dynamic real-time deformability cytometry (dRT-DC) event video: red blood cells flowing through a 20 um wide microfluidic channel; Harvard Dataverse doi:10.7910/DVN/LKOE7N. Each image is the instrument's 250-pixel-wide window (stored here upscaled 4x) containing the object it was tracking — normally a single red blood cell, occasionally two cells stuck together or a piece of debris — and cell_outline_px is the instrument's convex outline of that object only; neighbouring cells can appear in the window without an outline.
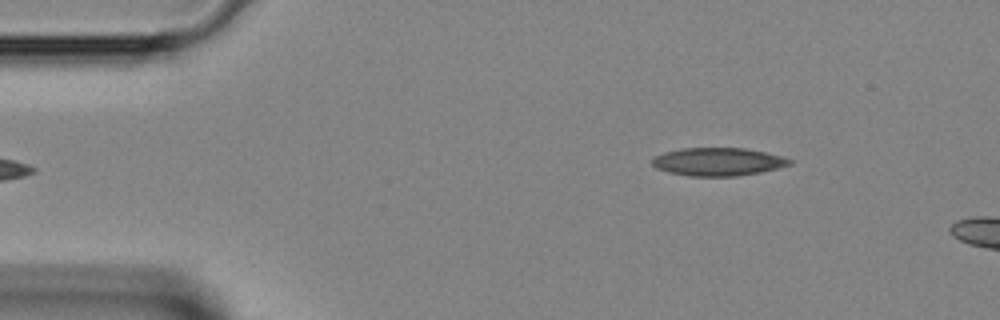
{"species": "Egyptian fruit bat (a non-hibernating species)", "species_latin": "Rousettus aegyptiacus", "temperature_condition": "room temperature", "stored_images_in_passage": 4, "camera_frame_rate_fps": 3000, "um_per_image_px": 0.085, "animal": {"sex": "female"}, "frame": {"image": 1, "passage_image": 1, "time_ms": 0.0, "image_size_px": [1000, 320], "cell_outline_px": [[796, 160], [792, 164], [760, 172], [736, 176], [688, 176], [668, 172], [656, 168], [652, 164], [652, 156], [664, 152], [680, 148], [744, 148], [784, 156]], "centroid_in_image_um": [61.03, 13.74], "position_along_channel_um": 24.0, "area_um2": 22.66}}